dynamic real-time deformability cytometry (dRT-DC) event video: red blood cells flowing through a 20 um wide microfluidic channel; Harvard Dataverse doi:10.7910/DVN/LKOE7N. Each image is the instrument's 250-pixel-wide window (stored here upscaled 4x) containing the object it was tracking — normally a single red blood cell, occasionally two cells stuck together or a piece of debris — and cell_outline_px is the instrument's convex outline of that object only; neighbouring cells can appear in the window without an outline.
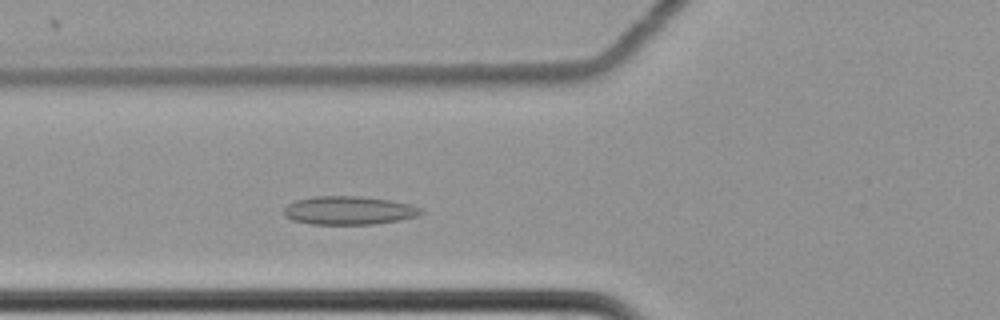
{"species": "common noctule bat (a hibernating species)", "species_latin": "Nyctalus noctula", "temperature_condition": "cold", "stored_images_in_passage": 53, "camera_frame_rate_fps": 3000, "um_per_image_px": 0.085, "animal": {"sex": "female", "body_mass_g": 22.7, "forearm_length_mm": 54.2}, "frame": {"image": 1, "passage_image": 15, "time_ms": 4.667, "image_size_px": [1000, 320], "cell_outline_px": [[424, 212], [416, 216], [400, 220], [376, 224], [308, 224], [292, 220], [284, 216], [284, 208], [288, 204], [296, 200], [312, 196], [360, 196], [392, 200], [412, 204], [420, 208]], "centroid_in_image_um": [29.65, 17.88], "position_along_channel_um": 96.1, "area_um2": 22.95}}
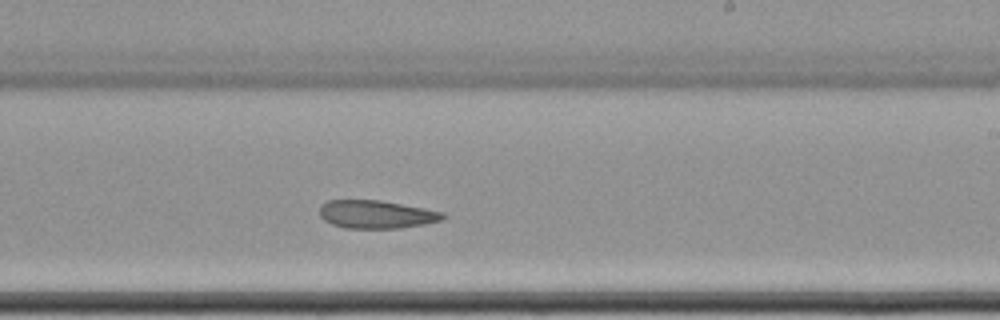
{"frame": {"image": 2, "passage_image": 29, "time_ms": 9.333, "image_size_px": [1000, 320], "cell_outline_px": [[444, 216], [440, 220], [424, 224], [400, 228], [344, 228], [332, 224], [324, 220], [320, 216], [320, 204], [328, 200], [380, 200], [424, 208], [444, 212]], "centroid_in_image_um": [31.95, 18.21], "position_along_channel_um": 257.1, "area_um2": 20.11}}
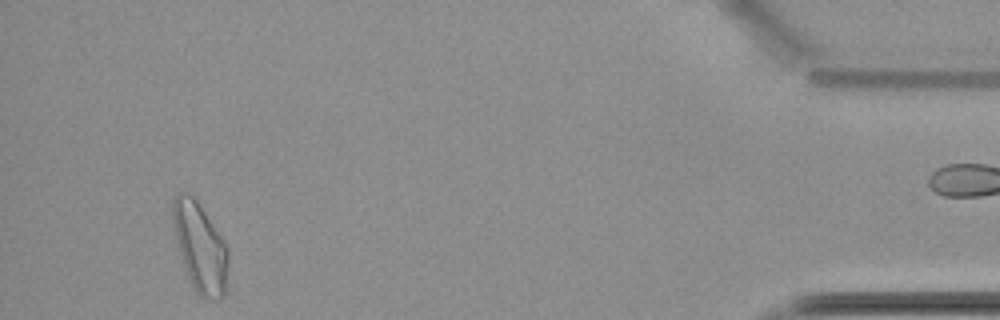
{"frame": {"image": 3, "passage_image": 49, "time_ms": 16.0, "image_size_px": [1000, 320], "cell_outline_px": [[228, 264], [224, 296], [220, 300], [204, 300], [196, 292], [188, 276], [180, 252], [172, 224], [172, 200], [176, 192], [188, 192], [196, 200], [228, 248]], "centroid_in_image_um": [17.0, 21.03], "position_along_channel_um": 418.2, "area_um2": 28.5}}